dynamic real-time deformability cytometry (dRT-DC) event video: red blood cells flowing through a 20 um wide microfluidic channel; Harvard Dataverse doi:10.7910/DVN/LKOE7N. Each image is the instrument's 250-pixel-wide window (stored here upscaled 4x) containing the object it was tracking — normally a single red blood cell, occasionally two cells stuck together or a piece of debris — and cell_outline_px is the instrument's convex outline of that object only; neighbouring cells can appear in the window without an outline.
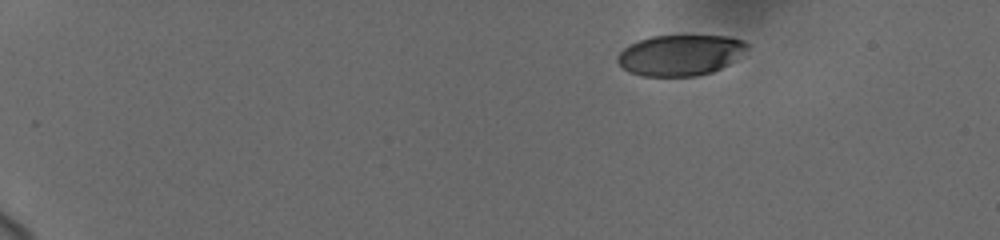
{"species": "human", "species_latin": "Homo sapiens", "temperature_condition": "cold", "stored_images_in_passage": 9, "camera_frame_rate_fps": 3000, "um_per_image_px": 0.085, "donor": {"sex": "female"}, "frame": {"image": 1, "passage_image": 1, "time_ms": 0.0, "image_size_px": [1000, 240], "cell_outline_px": [[748, 48], [728, 64], [712, 72], [696, 76], [640, 76], [628, 72], [616, 60], [616, 56], [628, 44], [652, 36], [728, 36], [744, 40], [748, 44]], "centroid_in_image_um": [57.79, 4.68], "position_along_channel_um": 27.2, "area_um2": 30.75}}
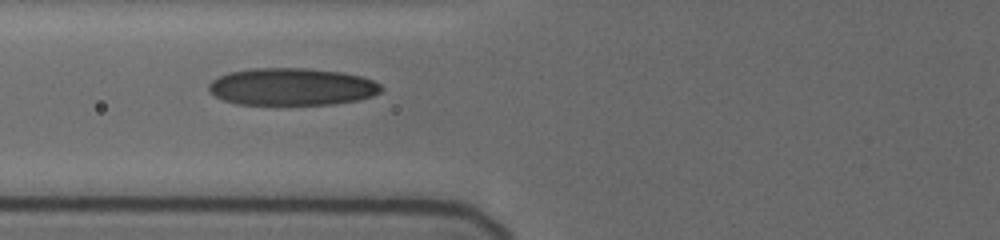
{"frame": {"image": 2, "passage_image": 8, "time_ms": 5.333, "image_size_px": [1000, 240], "cell_outline_px": [[384, 88], [380, 92], [372, 96], [356, 100], [332, 104], [236, 104], [224, 100], [208, 92], [208, 84], [212, 80], [228, 72], [252, 68], [308, 68], [340, 72], [360, 76], [372, 80], [380, 84]], "centroid_in_image_um": [24.78, 7.37], "position_along_channel_um": 101.0, "area_um2": 37.45}}
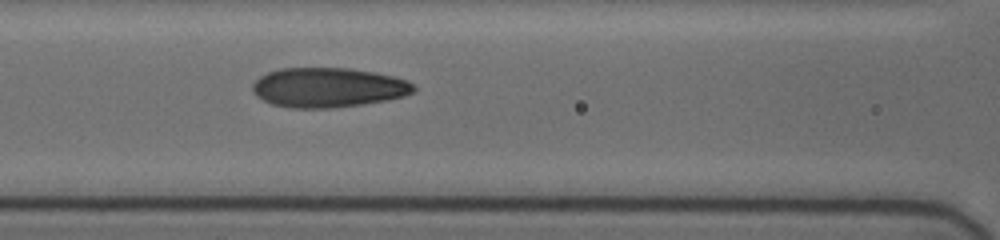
{"frame": {"image": 3, "passage_image": 9, "time_ms": 6.333, "image_size_px": [1000, 240], "cell_outline_px": [[416, 88], [412, 92], [404, 96], [388, 100], [364, 104], [328, 108], [292, 108], [272, 104], [256, 96], [252, 88], [252, 84], [260, 76], [268, 72], [280, 68], [348, 68], [372, 72], [392, 76], [404, 80], [412, 84]], "centroid_in_image_um": [27.86, 7.44], "position_along_channel_um": 138.7, "area_um2": 37.05}}